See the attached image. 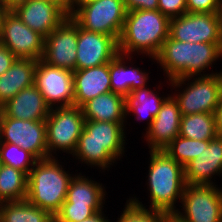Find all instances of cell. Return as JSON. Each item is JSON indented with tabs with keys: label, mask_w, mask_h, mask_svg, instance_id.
Segmentation results:
<instances>
[{
	"label": "cell",
	"mask_w": 222,
	"mask_h": 222,
	"mask_svg": "<svg viewBox=\"0 0 222 222\" xmlns=\"http://www.w3.org/2000/svg\"><path fill=\"white\" fill-rule=\"evenodd\" d=\"M104 215L106 214H104V211L101 210L95 213L92 217L85 220L78 221V222H112V221H109V219H107V217H105Z\"/></svg>",
	"instance_id": "cell-39"
},
{
	"label": "cell",
	"mask_w": 222,
	"mask_h": 222,
	"mask_svg": "<svg viewBox=\"0 0 222 222\" xmlns=\"http://www.w3.org/2000/svg\"><path fill=\"white\" fill-rule=\"evenodd\" d=\"M0 43L17 58L39 60L43 56L45 38L25 25L13 11H3Z\"/></svg>",
	"instance_id": "cell-11"
},
{
	"label": "cell",
	"mask_w": 222,
	"mask_h": 222,
	"mask_svg": "<svg viewBox=\"0 0 222 222\" xmlns=\"http://www.w3.org/2000/svg\"><path fill=\"white\" fill-rule=\"evenodd\" d=\"M163 151L177 163L185 167L190 161L198 157L202 151V141L179 135Z\"/></svg>",
	"instance_id": "cell-30"
},
{
	"label": "cell",
	"mask_w": 222,
	"mask_h": 222,
	"mask_svg": "<svg viewBox=\"0 0 222 222\" xmlns=\"http://www.w3.org/2000/svg\"><path fill=\"white\" fill-rule=\"evenodd\" d=\"M126 14L123 0H93L79 5L70 17L87 31L119 40Z\"/></svg>",
	"instance_id": "cell-8"
},
{
	"label": "cell",
	"mask_w": 222,
	"mask_h": 222,
	"mask_svg": "<svg viewBox=\"0 0 222 222\" xmlns=\"http://www.w3.org/2000/svg\"><path fill=\"white\" fill-rule=\"evenodd\" d=\"M103 207L62 204L60 210L54 216V222H78L85 220L103 210Z\"/></svg>",
	"instance_id": "cell-32"
},
{
	"label": "cell",
	"mask_w": 222,
	"mask_h": 222,
	"mask_svg": "<svg viewBox=\"0 0 222 222\" xmlns=\"http://www.w3.org/2000/svg\"><path fill=\"white\" fill-rule=\"evenodd\" d=\"M0 222H54V216L24 199L0 203Z\"/></svg>",
	"instance_id": "cell-26"
},
{
	"label": "cell",
	"mask_w": 222,
	"mask_h": 222,
	"mask_svg": "<svg viewBox=\"0 0 222 222\" xmlns=\"http://www.w3.org/2000/svg\"><path fill=\"white\" fill-rule=\"evenodd\" d=\"M169 37L180 42L222 43L221 13H186L172 18Z\"/></svg>",
	"instance_id": "cell-12"
},
{
	"label": "cell",
	"mask_w": 222,
	"mask_h": 222,
	"mask_svg": "<svg viewBox=\"0 0 222 222\" xmlns=\"http://www.w3.org/2000/svg\"><path fill=\"white\" fill-rule=\"evenodd\" d=\"M37 60L17 58L0 76V107L18 92L34 84Z\"/></svg>",
	"instance_id": "cell-23"
},
{
	"label": "cell",
	"mask_w": 222,
	"mask_h": 222,
	"mask_svg": "<svg viewBox=\"0 0 222 222\" xmlns=\"http://www.w3.org/2000/svg\"><path fill=\"white\" fill-rule=\"evenodd\" d=\"M12 11L25 25L44 38L69 17L54 3L43 0H28Z\"/></svg>",
	"instance_id": "cell-18"
},
{
	"label": "cell",
	"mask_w": 222,
	"mask_h": 222,
	"mask_svg": "<svg viewBox=\"0 0 222 222\" xmlns=\"http://www.w3.org/2000/svg\"><path fill=\"white\" fill-rule=\"evenodd\" d=\"M187 185H215L214 175L222 176V137L202 141V151L185 167Z\"/></svg>",
	"instance_id": "cell-16"
},
{
	"label": "cell",
	"mask_w": 222,
	"mask_h": 222,
	"mask_svg": "<svg viewBox=\"0 0 222 222\" xmlns=\"http://www.w3.org/2000/svg\"><path fill=\"white\" fill-rule=\"evenodd\" d=\"M215 129L218 137H222V96L214 111Z\"/></svg>",
	"instance_id": "cell-38"
},
{
	"label": "cell",
	"mask_w": 222,
	"mask_h": 222,
	"mask_svg": "<svg viewBox=\"0 0 222 222\" xmlns=\"http://www.w3.org/2000/svg\"><path fill=\"white\" fill-rule=\"evenodd\" d=\"M16 59L17 57L0 43V76L13 65Z\"/></svg>",
	"instance_id": "cell-36"
},
{
	"label": "cell",
	"mask_w": 222,
	"mask_h": 222,
	"mask_svg": "<svg viewBox=\"0 0 222 222\" xmlns=\"http://www.w3.org/2000/svg\"><path fill=\"white\" fill-rule=\"evenodd\" d=\"M170 19L159 10L127 11L118 40L119 54L140 53L155 60L164 41L169 37Z\"/></svg>",
	"instance_id": "cell-2"
},
{
	"label": "cell",
	"mask_w": 222,
	"mask_h": 222,
	"mask_svg": "<svg viewBox=\"0 0 222 222\" xmlns=\"http://www.w3.org/2000/svg\"><path fill=\"white\" fill-rule=\"evenodd\" d=\"M187 13H221L220 0H186Z\"/></svg>",
	"instance_id": "cell-33"
},
{
	"label": "cell",
	"mask_w": 222,
	"mask_h": 222,
	"mask_svg": "<svg viewBox=\"0 0 222 222\" xmlns=\"http://www.w3.org/2000/svg\"><path fill=\"white\" fill-rule=\"evenodd\" d=\"M179 135L199 141L215 139L217 133L214 113H195L181 116Z\"/></svg>",
	"instance_id": "cell-27"
},
{
	"label": "cell",
	"mask_w": 222,
	"mask_h": 222,
	"mask_svg": "<svg viewBox=\"0 0 222 222\" xmlns=\"http://www.w3.org/2000/svg\"><path fill=\"white\" fill-rule=\"evenodd\" d=\"M74 106L81 107L88 100L111 91L109 63L88 69L75 70Z\"/></svg>",
	"instance_id": "cell-20"
},
{
	"label": "cell",
	"mask_w": 222,
	"mask_h": 222,
	"mask_svg": "<svg viewBox=\"0 0 222 222\" xmlns=\"http://www.w3.org/2000/svg\"><path fill=\"white\" fill-rule=\"evenodd\" d=\"M7 117L22 120H46L50 107L41 92L33 84L18 92L12 99L0 107Z\"/></svg>",
	"instance_id": "cell-19"
},
{
	"label": "cell",
	"mask_w": 222,
	"mask_h": 222,
	"mask_svg": "<svg viewBox=\"0 0 222 222\" xmlns=\"http://www.w3.org/2000/svg\"><path fill=\"white\" fill-rule=\"evenodd\" d=\"M180 203L183 212L172 214L176 222H222V188L217 185H186Z\"/></svg>",
	"instance_id": "cell-9"
},
{
	"label": "cell",
	"mask_w": 222,
	"mask_h": 222,
	"mask_svg": "<svg viewBox=\"0 0 222 222\" xmlns=\"http://www.w3.org/2000/svg\"><path fill=\"white\" fill-rule=\"evenodd\" d=\"M81 108L85 120L127 122L126 97L119 93L110 91L101 94L88 100Z\"/></svg>",
	"instance_id": "cell-22"
},
{
	"label": "cell",
	"mask_w": 222,
	"mask_h": 222,
	"mask_svg": "<svg viewBox=\"0 0 222 222\" xmlns=\"http://www.w3.org/2000/svg\"><path fill=\"white\" fill-rule=\"evenodd\" d=\"M126 123L85 120L73 157L90 167L108 169L125 152Z\"/></svg>",
	"instance_id": "cell-1"
},
{
	"label": "cell",
	"mask_w": 222,
	"mask_h": 222,
	"mask_svg": "<svg viewBox=\"0 0 222 222\" xmlns=\"http://www.w3.org/2000/svg\"><path fill=\"white\" fill-rule=\"evenodd\" d=\"M134 56L118 54L109 62L111 91L127 97L132 90L145 87L149 82V73L136 66L127 65ZM126 61V62H125Z\"/></svg>",
	"instance_id": "cell-21"
},
{
	"label": "cell",
	"mask_w": 222,
	"mask_h": 222,
	"mask_svg": "<svg viewBox=\"0 0 222 222\" xmlns=\"http://www.w3.org/2000/svg\"><path fill=\"white\" fill-rule=\"evenodd\" d=\"M57 157L37 160L28 174L26 199L53 216L66 200L69 183L75 174L63 169Z\"/></svg>",
	"instance_id": "cell-5"
},
{
	"label": "cell",
	"mask_w": 222,
	"mask_h": 222,
	"mask_svg": "<svg viewBox=\"0 0 222 222\" xmlns=\"http://www.w3.org/2000/svg\"><path fill=\"white\" fill-rule=\"evenodd\" d=\"M169 82L168 85L171 84L174 89L182 86L180 90H177L180 92H174L172 95L178 103L182 116L195 113H214L221 100L222 71L211 75L172 79Z\"/></svg>",
	"instance_id": "cell-6"
},
{
	"label": "cell",
	"mask_w": 222,
	"mask_h": 222,
	"mask_svg": "<svg viewBox=\"0 0 222 222\" xmlns=\"http://www.w3.org/2000/svg\"><path fill=\"white\" fill-rule=\"evenodd\" d=\"M27 1L28 0H4V11H12Z\"/></svg>",
	"instance_id": "cell-40"
},
{
	"label": "cell",
	"mask_w": 222,
	"mask_h": 222,
	"mask_svg": "<svg viewBox=\"0 0 222 222\" xmlns=\"http://www.w3.org/2000/svg\"><path fill=\"white\" fill-rule=\"evenodd\" d=\"M158 10L169 19L187 13L186 0H158Z\"/></svg>",
	"instance_id": "cell-34"
},
{
	"label": "cell",
	"mask_w": 222,
	"mask_h": 222,
	"mask_svg": "<svg viewBox=\"0 0 222 222\" xmlns=\"http://www.w3.org/2000/svg\"><path fill=\"white\" fill-rule=\"evenodd\" d=\"M90 1H93V0H74V2H75V9H76L79 5L85 4V3L90 2Z\"/></svg>",
	"instance_id": "cell-41"
},
{
	"label": "cell",
	"mask_w": 222,
	"mask_h": 222,
	"mask_svg": "<svg viewBox=\"0 0 222 222\" xmlns=\"http://www.w3.org/2000/svg\"><path fill=\"white\" fill-rule=\"evenodd\" d=\"M28 175L2 164L0 167V203L26 199Z\"/></svg>",
	"instance_id": "cell-28"
},
{
	"label": "cell",
	"mask_w": 222,
	"mask_h": 222,
	"mask_svg": "<svg viewBox=\"0 0 222 222\" xmlns=\"http://www.w3.org/2000/svg\"><path fill=\"white\" fill-rule=\"evenodd\" d=\"M0 143L18 145L37 160L50 158L45 120L15 119L0 111Z\"/></svg>",
	"instance_id": "cell-10"
},
{
	"label": "cell",
	"mask_w": 222,
	"mask_h": 222,
	"mask_svg": "<svg viewBox=\"0 0 222 222\" xmlns=\"http://www.w3.org/2000/svg\"><path fill=\"white\" fill-rule=\"evenodd\" d=\"M4 10H3V8H2V5H1V3H0V18H1V15H2V12H3Z\"/></svg>",
	"instance_id": "cell-42"
},
{
	"label": "cell",
	"mask_w": 222,
	"mask_h": 222,
	"mask_svg": "<svg viewBox=\"0 0 222 222\" xmlns=\"http://www.w3.org/2000/svg\"><path fill=\"white\" fill-rule=\"evenodd\" d=\"M160 107L157 116L145 130L146 143L150 150H163L170 142L179 136L181 113L177 101L172 94Z\"/></svg>",
	"instance_id": "cell-17"
},
{
	"label": "cell",
	"mask_w": 222,
	"mask_h": 222,
	"mask_svg": "<svg viewBox=\"0 0 222 222\" xmlns=\"http://www.w3.org/2000/svg\"><path fill=\"white\" fill-rule=\"evenodd\" d=\"M169 222H176L173 218H171L170 220H169Z\"/></svg>",
	"instance_id": "cell-44"
},
{
	"label": "cell",
	"mask_w": 222,
	"mask_h": 222,
	"mask_svg": "<svg viewBox=\"0 0 222 222\" xmlns=\"http://www.w3.org/2000/svg\"><path fill=\"white\" fill-rule=\"evenodd\" d=\"M77 23L69 16L46 38L41 60L48 65L76 70Z\"/></svg>",
	"instance_id": "cell-14"
},
{
	"label": "cell",
	"mask_w": 222,
	"mask_h": 222,
	"mask_svg": "<svg viewBox=\"0 0 222 222\" xmlns=\"http://www.w3.org/2000/svg\"><path fill=\"white\" fill-rule=\"evenodd\" d=\"M76 70L109 63L119 54L118 40L110 35L91 32L77 24Z\"/></svg>",
	"instance_id": "cell-15"
},
{
	"label": "cell",
	"mask_w": 222,
	"mask_h": 222,
	"mask_svg": "<svg viewBox=\"0 0 222 222\" xmlns=\"http://www.w3.org/2000/svg\"><path fill=\"white\" fill-rule=\"evenodd\" d=\"M107 192L102 183L92 180L81 173L73 176L69 183L66 200L63 204L80 206H103Z\"/></svg>",
	"instance_id": "cell-24"
},
{
	"label": "cell",
	"mask_w": 222,
	"mask_h": 222,
	"mask_svg": "<svg viewBox=\"0 0 222 222\" xmlns=\"http://www.w3.org/2000/svg\"><path fill=\"white\" fill-rule=\"evenodd\" d=\"M126 10H158V0H123Z\"/></svg>",
	"instance_id": "cell-35"
},
{
	"label": "cell",
	"mask_w": 222,
	"mask_h": 222,
	"mask_svg": "<svg viewBox=\"0 0 222 222\" xmlns=\"http://www.w3.org/2000/svg\"><path fill=\"white\" fill-rule=\"evenodd\" d=\"M147 190L150 191V209L173 214L176 201L181 202L186 187L184 167L163 150H149Z\"/></svg>",
	"instance_id": "cell-4"
},
{
	"label": "cell",
	"mask_w": 222,
	"mask_h": 222,
	"mask_svg": "<svg viewBox=\"0 0 222 222\" xmlns=\"http://www.w3.org/2000/svg\"><path fill=\"white\" fill-rule=\"evenodd\" d=\"M0 3H1L2 8H3V10H4V0H0Z\"/></svg>",
	"instance_id": "cell-43"
},
{
	"label": "cell",
	"mask_w": 222,
	"mask_h": 222,
	"mask_svg": "<svg viewBox=\"0 0 222 222\" xmlns=\"http://www.w3.org/2000/svg\"><path fill=\"white\" fill-rule=\"evenodd\" d=\"M155 89L147 88V85L142 88L132 90L126 97V116L133 113L134 117L138 120H146V130L150 127L151 122L157 116L161 105L167 97L159 96Z\"/></svg>",
	"instance_id": "cell-25"
},
{
	"label": "cell",
	"mask_w": 222,
	"mask_h": 222,
	"mask_svg": "<svg viewBox=\"0 0 222 222\" xmlns=\"http://www.w3.org/2000/svg\"><path fill=\"white\" fill-rule=\"evenodd\" d=\"M45 123L49 157H56L53 155L58 150L73 155L85 123L82 108L74 105L51 108Z\"/></svg>",
	"instance_id": "cell-7"
},
{
	"label": "cell",
	"mask_w": 222,
	"mask_h": 222,
	"mask_svg": "<svg viewBox=\"0 0 222 222\" xmlns=\"http://www.w3.org/2000/svg\"><path fill=\"white\" fill-rule=\"evenodd\" d=\"M221 57L222 43H189L168 37L155 57V62L159 63L167 80H172L215 74L214 71L205 73V70L215 65Z\"/></svg>",
	"instance_id": "cell-3"
},
{
	"label": "cell",
	"mask_w": 222,
	"mask_h": 222,
	"mask_svg": "<svg viewBox=\"0 0 222 222\" xmlns=\"http://www.w3.org/2000/svg\"><path fill=\"white\" fill-rule=\"evenodd\" d=\"M134 198L127 199L123 213L116 222H169L172 218V215L165 211L146 208L147 205L144 206L139 198Z\"/></svg>",
	"instance_id": "cell-29"
},
{
	"label": "cell",
	"mask_w": 222,
	"mask_h": 222,
	"mask_svg": "<svg viewBox=\"0 0 222 222\" xmlns=\"http://www.w3.org/2000/svg\"><path fill=\"white\" fill-rule=\"evenodd\" d=\"M48 3H54L62 9L68 16H71L75 11L74 0H43Z\"/></svg>",
	"instance_id": "cell-37"
},
{
	"label": "cell",
	"mask_w": 222,
	"mask_h": 222,
	"mask_svg": "<svg viewBox=\"0 0 222 222\" xmlns=\"http://www.w3.org/2000/svg\"><path fill=\"white\" fill-rule=\"evenodd\" d=\"M34 85L50 109L74 105L73 71L48 65L39 59L34 72Z\"/></svg>",
	"instance_id": "cell-13"
},
{
	"label": "cell",
	"mask_w": 222,
	"mask_h": 222,
	"mask_svg": "<svg viewBox=\"0 0 222 222\" xmlns=\"http://www.w3.org/2000/svg\"><path fill=\"white\" fill-rule=\"evenodd\" d=\"M1 163L30 173L37 159L28 151L12 143H0Z\"/></svg>",
	"instance_id": "cell-31"
}]
</instances>
